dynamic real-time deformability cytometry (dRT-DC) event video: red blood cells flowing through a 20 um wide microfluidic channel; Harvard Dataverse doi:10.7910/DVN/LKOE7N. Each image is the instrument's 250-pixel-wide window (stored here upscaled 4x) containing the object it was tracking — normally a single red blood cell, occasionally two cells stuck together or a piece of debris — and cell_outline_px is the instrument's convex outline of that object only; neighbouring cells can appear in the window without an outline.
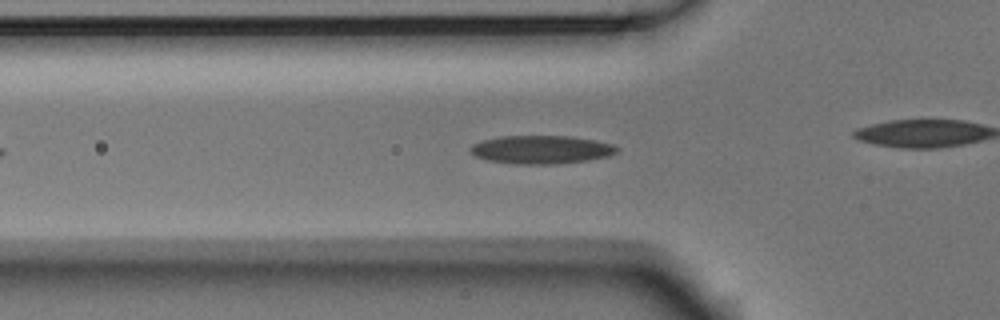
{"species": "Egyptian fruit bat (a non-hibernating species)", "species_latin": "Rousettus aegyptiacus", "temperature_condition": "room temperature", "stored_images_in_passage": 43, "camera_frame_rate_fps": 3000, "um_per_image_px": 0.085, "animal": {"sex": "male"}, "frame": {"image": 1, "passage_image": 10, "time_ms": 3.0, "image_size_px": [1000, 320], "cell_outline_px": [[620, 148], [616, 152], [608, 156], [584, 160], [552, 164], [516, 164], [488, 160], [476, 156], [472, 152], [472, 144], [484, 140], [500, 136], [572, 136], [612, 144]], "centroid_in_image_um": [46.01, 12.71], "position_along_channel_um": 79.8, "area_um2": 23.76}}
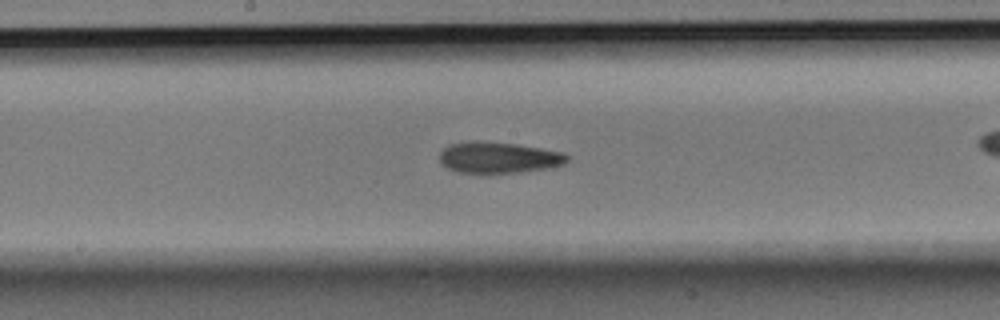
{"frame": {"image": 2, "passage_image": 20, "time_ms": 6.333, "image_size_px": [1000, 320], "cell_outline_px": [[568, 160], [564, 164], [548, 168], [520, 172], [456, 172], [440, 164], [440, 152], [444, 148], [452, 144], [472, 140], [476, 140], [516, 144], [564, 152], [568, 156]], "centroid_in_image_um": [42.37, 13.38], "position_along_channel_um": 205.8, "area_um2": 23.06}}
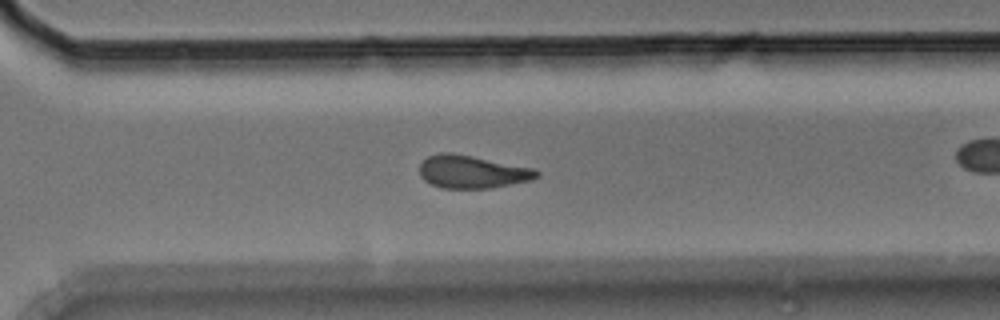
{"frame": {"image": 3, "passage_image": 30, "time_ms": 9.667, "image_size_px": [1000, 320], "cell_outline_px": [[540, 176], [532, 180], [492, 188], [440, 188], [424, 180], [420, 176], [420, 164], [428, 156], [440, 152], [452, 152], [536, 168], [540, 172]], "centroid_in_image_um": [40.17, 14.6], "position_along_channel_um": 330.4, "area_um2": 22.72}, "authors_computed_cell_mechanics": {"area_um2": 22.7154, "velocity_mm_per_s": 3.7503, "shape_relaxation_time_tau1_ms": 9.4633, "shape_relaxation_time_tau2_ms": 5.5106, "deformation_change_tau1": 0.1879, "deformation_change_tau2": 0.1409}}